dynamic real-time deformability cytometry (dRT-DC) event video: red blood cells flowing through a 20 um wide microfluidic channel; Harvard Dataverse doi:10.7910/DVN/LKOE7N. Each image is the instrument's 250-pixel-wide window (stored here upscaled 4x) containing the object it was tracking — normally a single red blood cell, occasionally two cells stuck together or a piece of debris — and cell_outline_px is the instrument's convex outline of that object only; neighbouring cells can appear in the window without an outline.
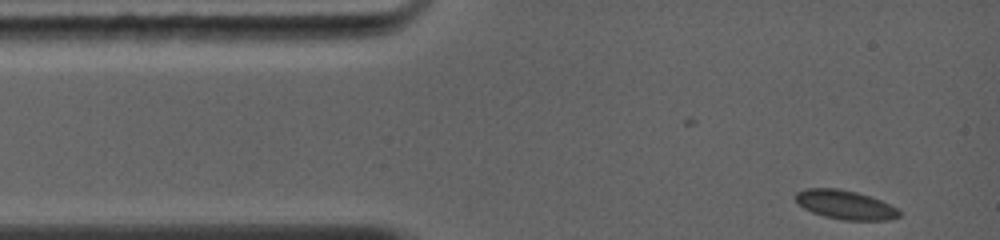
{"species": "common noctule bat (a hibernating species)", "species_latin": "Nyctalus noctula", "temperature_condition": "warm", "stored_images_in_passage": 4, "camera_frame_rate_fps": 5000, "um_per_image_px": 0.085, "animal": {"sex": "female", "body_mass_g": 19.0, "forearm_length_mm": 56.7}, "frame": {"image": 1, "passage_image": 1, "time_ms": 0.0, "image_size_px": [1000, 240], "cell_outline_px": [[900, 216], [888, 220], [844, 220], [824, 216], [812, 212], [804, 208], [792, 196], [796, 192], [808, 188], [836, 188], [856, 192], [880, 200], [896, 208], [900, 212]], "centroid_in_image_um": [71.81, 17.4], "position_along_channel_um": 13.2, "area_um2": 17.34}}